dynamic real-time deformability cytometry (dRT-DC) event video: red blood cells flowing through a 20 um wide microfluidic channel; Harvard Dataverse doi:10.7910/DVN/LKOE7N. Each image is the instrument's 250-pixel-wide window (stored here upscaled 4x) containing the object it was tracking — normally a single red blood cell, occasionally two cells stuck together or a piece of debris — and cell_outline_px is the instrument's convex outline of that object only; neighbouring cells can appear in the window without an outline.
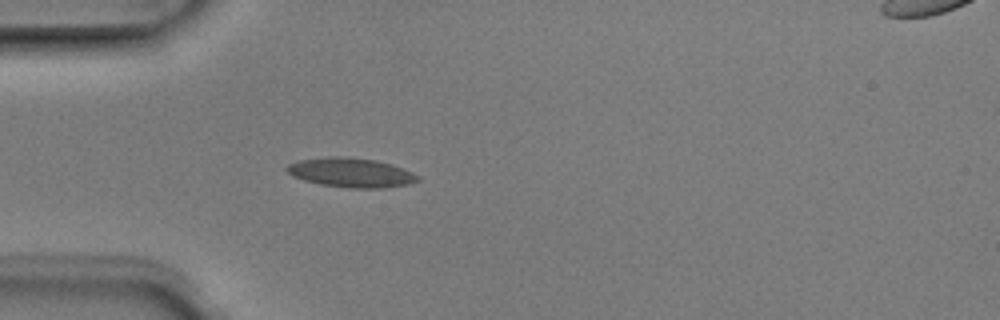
{"species": "Egyptian fruit bat (a non-hibernating species)", "species_latin": "Rousettus aegyptiacus", "temperature_condition": "room temperature", "stored_images_in_passage": 5, "camera_frame_rate_fps": 3000, "um_per_image_px": 0.085, "animal": {"sex": "male"}, "frame": {"image": 1, "passage_image": 4, "time_ms": 1.0, "image_size_px": [1000, 320], "cell_outline_px": [[420, 180], [408, 184], [384, 188], [348, 188], [320, 184], [304, 180], [292, 176], [284, 168], [288, 164], [300, 160], [328, 156], [344, 156], [376, 160], [392, 164], [412, 172], [420, 176]], "centroid_in_image_um": [29.84, 14.67], "position_along_channel_um": 55.2, "area_um2": 22.54}}